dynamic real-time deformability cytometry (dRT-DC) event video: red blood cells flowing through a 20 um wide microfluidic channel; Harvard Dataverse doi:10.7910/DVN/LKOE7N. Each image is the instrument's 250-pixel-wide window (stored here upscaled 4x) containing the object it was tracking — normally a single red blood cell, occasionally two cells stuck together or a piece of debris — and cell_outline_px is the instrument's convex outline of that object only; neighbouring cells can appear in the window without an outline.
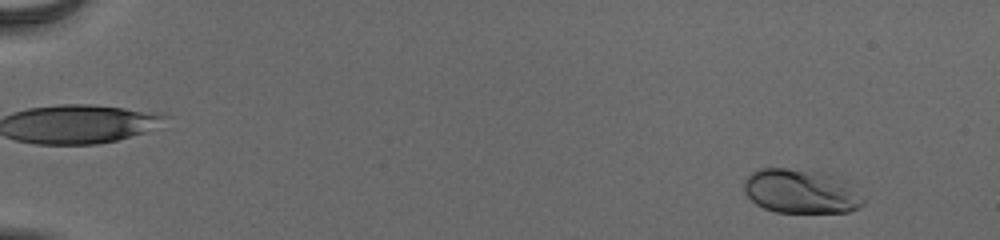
{"species": "human", "species_latin": "Homo sapiens", "temperature_condition": "cold", "stored_images_in_passage": 55, "camera_frame_rate_fps": 3000, "um_per_image_px": 0.085, "donor": {"sex": "male"}, "frame": {"image": 1, "passage_image": 5, "time_ms": 1.333, "image_size_px": [1000, 240], "cell_outline_px": [[864, 204], [860, 208], [848, 212], [776, 212], [764, 208], [756, 204], [744, 192], [744, 180], [752, 172], [760, 168], [788, 168], [804, 172], [844, 188], [864, 200]], "centroid_in_image_um": [67.81, 16.35], "position_along_channel_um": 17.2, "area_um2": 28.03}}
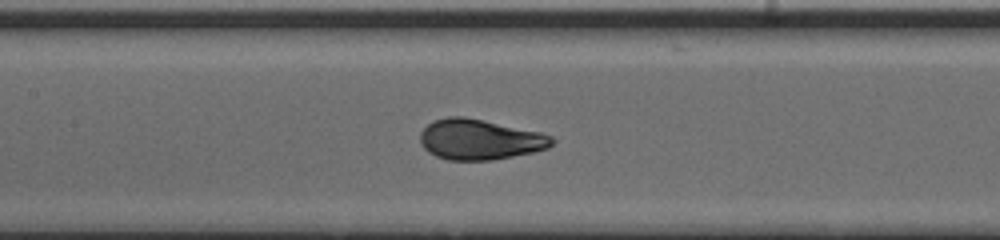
{"frame": {"image": 2, "passage_image": 29, "time_ms": 9.333, "image_size_px": [1000, 240], "cell_outline_px": [[556, 140], [548, 148], [532, 152], [492, 160], [448, 160], [436, 156], [428, 152], [420, 144], [420, 132], [432, 120], [448, 116], [464, 116], [540, 132], [552, 136]], "centroid_in_image_um": [40.75, 11.85], "position_along_channel_um": 166.6, "area_um2": 31.1}}
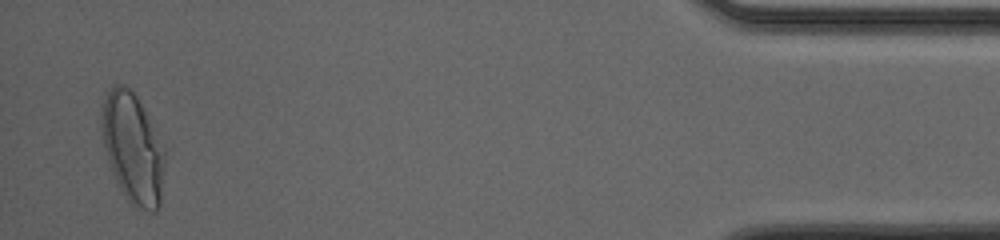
{"frame": {"image": 3, "passage_image": 54, "time_ms": 17.667, "image_size_px": [1000, 240], "cell_outline_px": [[168, 152], [160, 204], [156, 212], [148, 212], [136, 208], [124, 196], [112, 172], [104, 148], [100, 124], [100, 120], [104, 100], [112, 84], [124, 84], [136, 96]], "centroid_in_image_um": [11.32, 12.64], "position_along_channel_um": 423.9, "area_um2": 41.15}, "authors_computed_cell_mechanics": {"area_um2": 30.9808, "velocity_mm_per_s": 3.893, "shape_relaxation_time_tau1_ms": 2.4126, "shape_relaxation_time_tau2_ms": null, "deformation_change_tau1": 0.1605, "deformation_change_tau2": null}}